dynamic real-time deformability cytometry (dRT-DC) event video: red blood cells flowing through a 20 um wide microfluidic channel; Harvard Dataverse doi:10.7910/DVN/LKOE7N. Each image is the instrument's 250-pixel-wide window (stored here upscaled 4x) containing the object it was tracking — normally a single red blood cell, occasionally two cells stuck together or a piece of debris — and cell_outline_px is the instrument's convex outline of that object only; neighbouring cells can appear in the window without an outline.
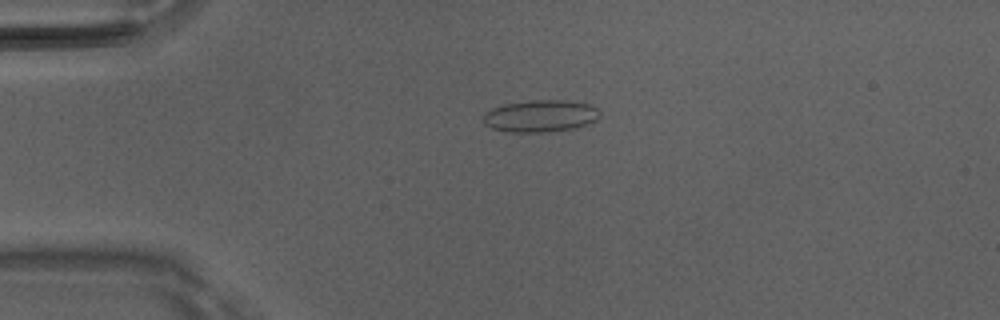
{"species": "Egyptian fruit bat (a non-hibernating species)", "species_latin": "Rousettus aegyptiacus", "temperature_condition": "room temperature", "stored_images_in_passage": 40, "camera_frame_rate_fps": 3000, "um_per_image_px": 0.085, "animal": {"sex": "male"}, "frame": {"image": 1, "passage_image": 2, "time_ms": 0.333, "image_size_px": [1000, 320], "cell_outline_px": [[600, 116], [596, 120], [572, 128], [548, 132], [508, 132], [492, 128], [484, 124], [484, 112], [492, 108], [504, 104], [536, 100], [564, 100], [588, 104], [596, 108], [600, 112]], "centroid_in_image_um": [45.91, 9.86], "position_along_channel_um": 39.1, "area_um2": 21.56}}
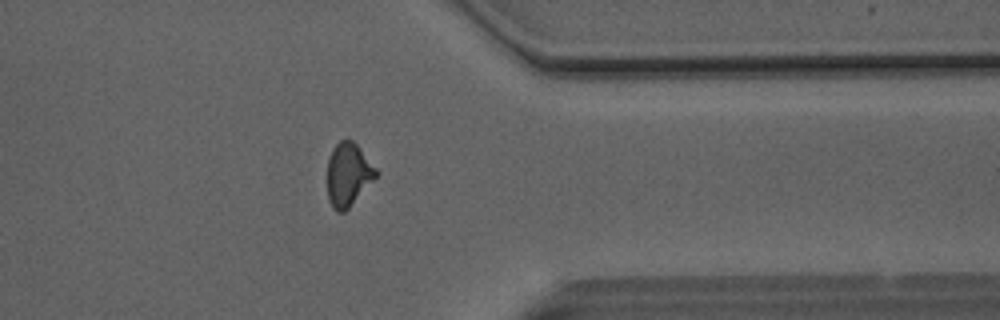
{"frame": {"image": 2, "passage_image": 30, "time_ms": 9.667, "image_size_px": [1000, 320], "cell_outline_px": [[380, 172], [348, 208], [344, 212], [336, 212], [332, 208], [328, 200], [328, 156], [332, 148], [340, 140], [352, 140], [356, 144]], "centroid_in_image_um": [29.58, 14.83], "position_along_channel_um": 381.8, "area_um2": 17.86}}
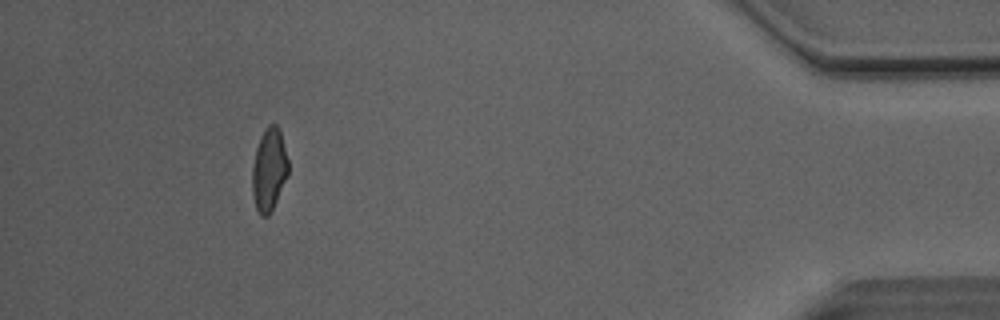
{"frame": {"image": 3, "passage_image": 36, "time_ms": 11.667, "image_size_px": [1000, 320], "cell_outline_px": [[288, 172], [276, 200], [268, 216], [260, 216], [256, 208], [252, 196], [252, 168], [256, 148], [260, 136], [268, 124], [276, 124], [280, 128], [288, 160]], "centroid_in_image_um": [22.85, 14.38], "position_along_channel_um": 412.3, "area_um2": 17.28}, "authors_computed_cell_mechanics": {"area_um2": 18.207, "velocity_mm_per_s": 4.1265, "shape_relaxation_time_tau1_ms": null, "shape_relaxation_time_tau2_ms": 1.8276, "deformation_change_tau1": null, "deformation_change_tau2": 0.0989}}